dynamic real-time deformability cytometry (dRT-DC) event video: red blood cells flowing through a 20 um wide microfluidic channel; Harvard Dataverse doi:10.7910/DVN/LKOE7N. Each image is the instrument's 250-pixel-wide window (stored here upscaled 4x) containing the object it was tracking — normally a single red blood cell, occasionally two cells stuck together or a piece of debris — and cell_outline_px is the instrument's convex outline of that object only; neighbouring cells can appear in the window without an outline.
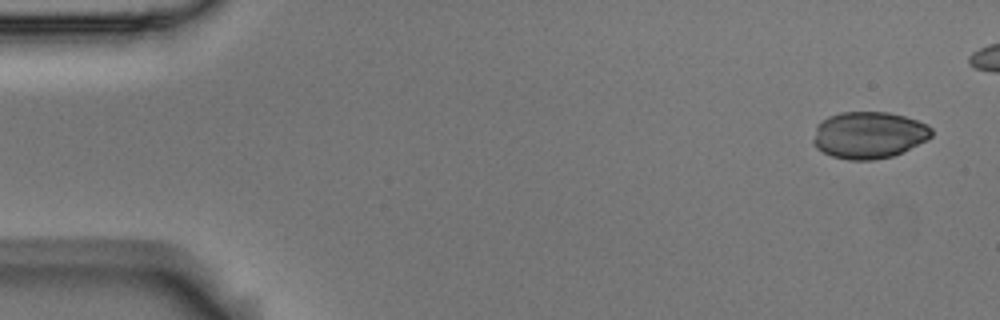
{"species": "Egyptian fruit bat (a non-hibernating species)", "species_latin": "Rousettus aegyptiacus", "temperature_condition": "room temperature", "stored_images_in_passage": 5, "camera_frame_rate_fps": 3000, "um_per_image_px": 0.085, "animal": {"sex": "male"}, "frame": {"image": 1, "passage_image": 1, "time_ms": 0.0, "image_size_px": [1000, 320], "cell_outline_px": [[932, 136], [928, 140], [892, 156], [872, 160], [848, 160], [832, 156], [816, 148], [812, 140], [816, 124], [828, 116], [840, 112], [888, 112], [904, 116], [928, 124], [932, 128]], "centroid_in_image_um": [73.84, 11.47], "position_along_channel_um": 11.2, "area_um2": 32.48}}